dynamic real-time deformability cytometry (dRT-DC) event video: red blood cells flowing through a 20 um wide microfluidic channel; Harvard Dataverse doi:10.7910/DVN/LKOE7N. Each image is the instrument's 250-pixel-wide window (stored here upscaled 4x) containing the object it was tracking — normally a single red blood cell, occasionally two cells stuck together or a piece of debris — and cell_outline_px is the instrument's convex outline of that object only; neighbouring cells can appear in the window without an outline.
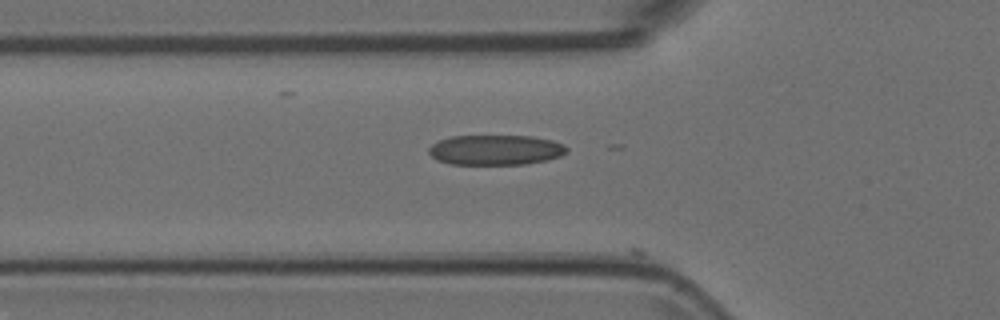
{"species": "Egyptian fruit bat (a non-hibernating species)", "species_latin": "Rousettus aegyptiacus", "temperature_condition": "room temperature", "stored_images_in_passage": 4, "camera_frame_rate_fps": 3000, "um_per_image_px": 0.085, "animal": {"sex": "female"}, "frame": {"image": 1, "passage_image": 3, "time_ms": 0.667, "image_size_px": [1000, 320], "cell_outline_px": [[568, 152], [560, 156], [544, 160], [524, 164], [452, 164], [436, 160], [428, 152], [428, 148], [432, 144], [440, 140], [452, 136], [532, 136], [552, 140], [564, 144], [568, 148]], "centroid_in_image_um": [42.13, 12.74], "position_along_channel_um": 83.7, "area_um2": 24.16}}